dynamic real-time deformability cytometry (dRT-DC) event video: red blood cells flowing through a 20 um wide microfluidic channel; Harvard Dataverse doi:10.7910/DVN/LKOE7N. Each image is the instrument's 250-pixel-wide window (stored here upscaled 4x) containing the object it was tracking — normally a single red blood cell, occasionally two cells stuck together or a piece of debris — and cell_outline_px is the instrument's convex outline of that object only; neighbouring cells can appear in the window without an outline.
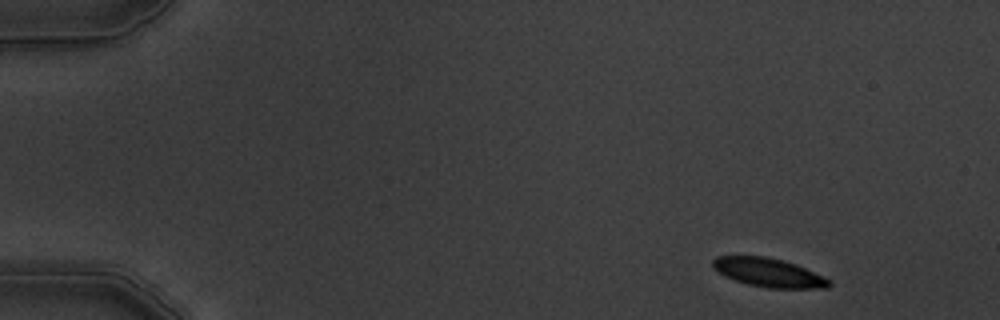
{"species": "common noctule bat (a hibernating species)", "species_latin": "Nyctalus noctula", "temperature_condition": "warm", "stored_images_in_passage": 5, "camera_frame_rate_fps": 3000, "um_per_image_px": 0.085, "animal": {"sex": "male", "body_mass_g": 19.5, "forearm_length_mm": 54.6}, "frame": {"image": 1, "passage_image": 1, "time_ms": 0.0, "image_size_px": [1000, 320], "cell_outline_px": [[832, 284], [828, 288], [768, 288], [748, 284], [724, 276], [712, 268], [712, 260], [716, 256], [764, 256], [796, 264], [824, 276]], "centroid_in_image_um": [65.31, 23.17], "position_along_channel_um": 19.7, "area_um2": 19.42}}
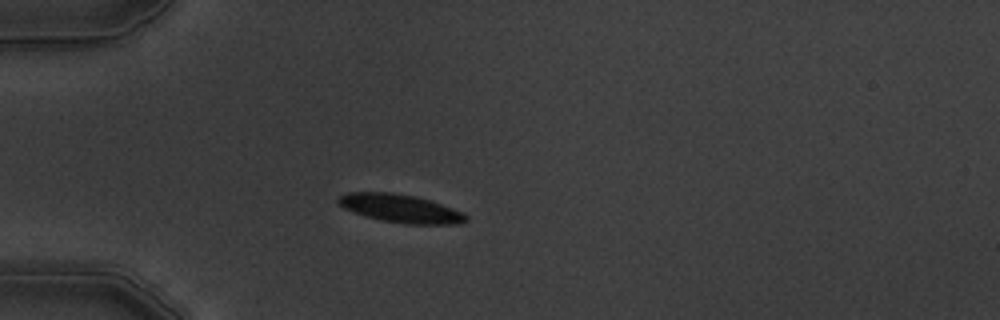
{"frame": {"image": 2, "passage_image": 4, "time_ms": 3.333, "image_size_px": [1000, 320], "cell_outline_px": [[468, 220], [456, 224], [404, 224], [380, 220], [344, 208], [336, 200], [340, 196], [348, 192], [392, 192], [416, 196], [464, 212], [468, 216]], "centroid_in_image_um": [34.07, 17.72], "position_along_channel_um": 50.9, "area_um2": 20.81}}